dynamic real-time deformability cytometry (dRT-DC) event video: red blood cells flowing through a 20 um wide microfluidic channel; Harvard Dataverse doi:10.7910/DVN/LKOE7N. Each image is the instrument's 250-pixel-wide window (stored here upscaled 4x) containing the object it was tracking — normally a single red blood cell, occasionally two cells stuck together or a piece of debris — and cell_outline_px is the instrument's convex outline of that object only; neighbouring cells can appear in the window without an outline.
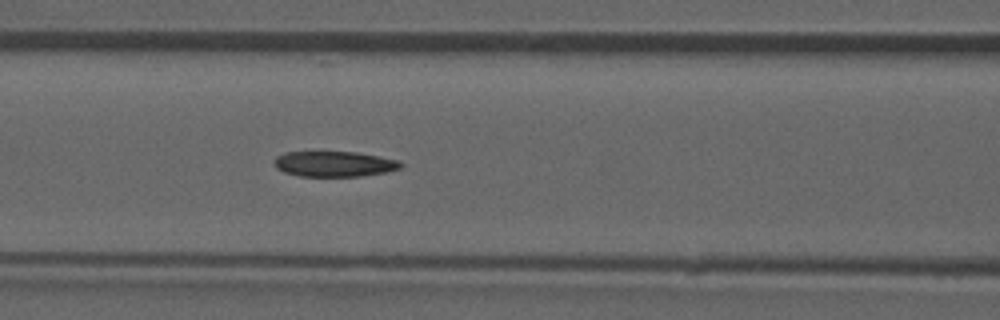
{"species": "common noctule bat (a hibernating species)", "species_latin": "Nyctalus noctula", "temperature_condition": "room temperature", "stored_images_in_passage": 36, "camera_frame_rate_fps": 3000, "um_per_image_px": 0.085, "animal": {"sex": "male", "forearm_length_mm": 52.5}, "frame": {"image": 1, "passage_image": 6, "time_ms": 1.667, "image_size_px": [1000, 320], "cell_outline_px": [[404, 164], [400, 168], [384, 172], [360, 176], [300, 176], [284, 172], [276, 168], [272, 164], [272, 160], [276, 156], [284, 152], [356, 152], [400, 160]], "centroid_in_image_um": [28.37, 13.93], "position_along_channel_um": 138.2, "area_um2": 18.84}}